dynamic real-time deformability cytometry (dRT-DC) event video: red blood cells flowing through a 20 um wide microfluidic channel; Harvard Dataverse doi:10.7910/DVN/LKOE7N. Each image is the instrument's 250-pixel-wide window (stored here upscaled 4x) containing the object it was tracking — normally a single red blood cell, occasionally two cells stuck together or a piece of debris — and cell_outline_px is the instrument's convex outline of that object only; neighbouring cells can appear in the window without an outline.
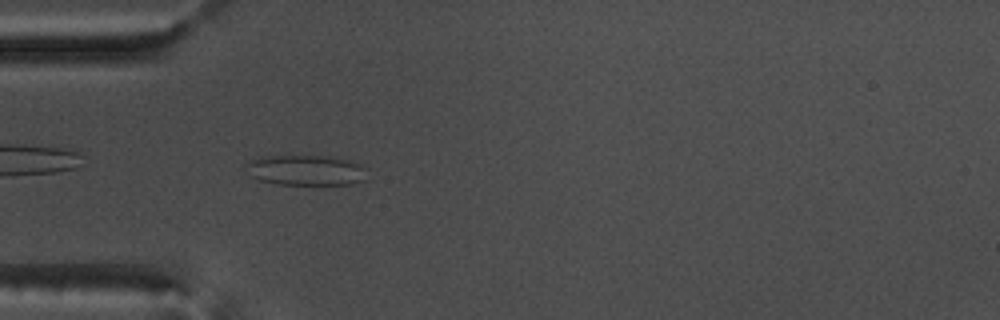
{"species": "common noctule bat (a hibernating species)", "species_latin": "Nyctalus noctula", "temperature_condition": "warm", "stored_images_in_passage": 40, "camera_frame_rate_fps": 3000, "um_per_image_px": 0.085, "animal": {"sex": "male", "body_mass_g": 17.5, "forearm_length_mm": 52.3}, "frame": {"image": 1, "passage_image": 2, "time_ms": 0.333, "image_size_px": [1000, 320], "cell_outline_px": [[364, 180], [352, 184], [276, 184], [260, 180], [252, 176], [244, 168], [248, 160], [256, 156], [332, 156], [360, 164], [364, 168]], "centroid_in_image_um": [25.92, 14.45], "position_along_channel_um": 59.1, "area_um2": 21.39}}
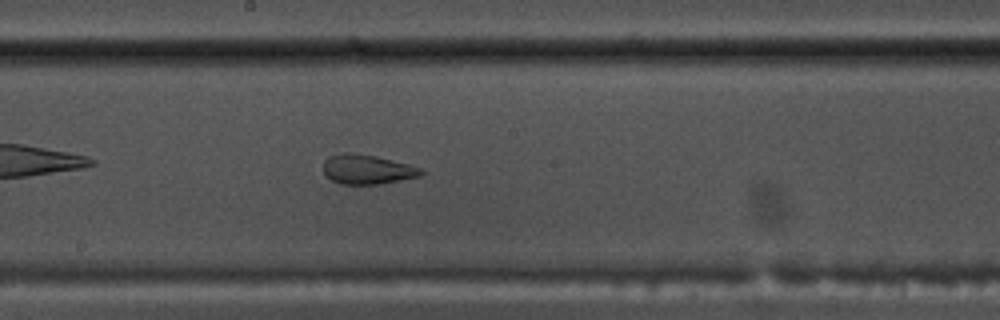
{"frame": {"image": 2, "passage_image": 15, "time_ms": 4.667, "image_size_px": [1000, 320], "cell_outline_px": [[424, 172], [420, 176], [380, 184], [340, 184], [332, 180], [324, 172], [324, 160], [328, 156], [344, 152], [352, 152], [376, 156], [424, 168]], "centroid_in_image_um": [31.22, 14.39], "position_along_channel_um": 217.0, "area_um2": 16.88}}
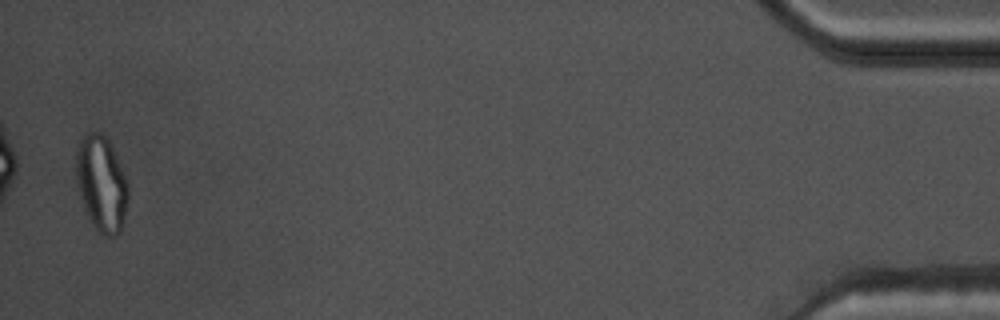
{"frame": {"image": 3, "passage_image": 39, "time_ms": 12.667, "image_size_px": [1000, 320], "cell_outline_px": [[128, 196], [124, 216], [120, 232], [116, 236], [104, 236], [92, 224], [80, 196], [76, 180], [76, 148], [80, 140], [88, 132], [100, 132], [112, 144], [124, 176], [128, 188]], "centroid_in_image_um": [8.61, 15.58], "position_along_channel_um": 426.6, "area_um2": 28.67}, "authors_computed_cell_mechanics": {"area_um2": 19.0162, "velocity_mm_per_s": 3.7365, "shape_relaxation_time_tau1_ms": null, "shape_relaxation_time_tau2_ms": 1.3771, "deformation_change_tau1": null, "deformation_change_tau2": 0.0875}}